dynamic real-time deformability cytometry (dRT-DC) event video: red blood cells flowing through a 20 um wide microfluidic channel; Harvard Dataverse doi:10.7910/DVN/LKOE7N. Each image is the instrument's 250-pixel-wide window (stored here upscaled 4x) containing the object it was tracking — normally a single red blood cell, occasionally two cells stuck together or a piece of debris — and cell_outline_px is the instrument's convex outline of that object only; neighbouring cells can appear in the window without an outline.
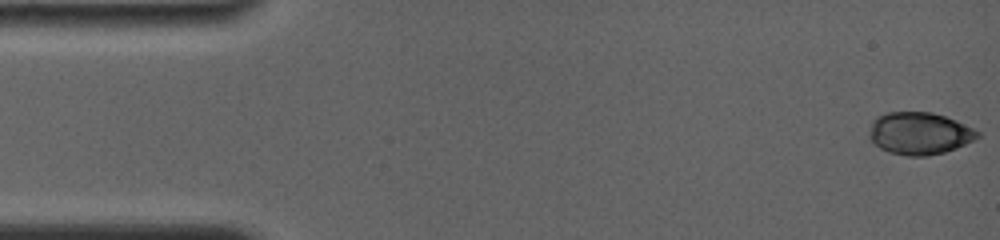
{"species": "common noctule bat (a hibernating species)", "species_latin": "Nyctalus noctula", "temperature_condition": "room temperature", "stored_images_in_passage": 44, "camera_frame_rate_fps": 4000, "um_per_image_px": 0.085, "animal": {"sex": "female", "body_mass_g": 19.0, "forearm_length_mm": 56.7}, "frame": {"image": 1, "passage_image": 1, "time_ms": 0.0, "image_size_px": [1000, 240], "cell_outline_px": [[980, 136], [956, 148], [944, 152], [928, 156], [908, 156], [888, 152], [880, 148], [868, 136], [868, 132], [872, 120], [876, 116], [888, 112], [932, 112], [944, 116], [972, 128], [980, 132]], "centroid_in_image_um": [78.1, 11.34], "position_along_channel_um": 6.9, "area_um2": 26.59}}
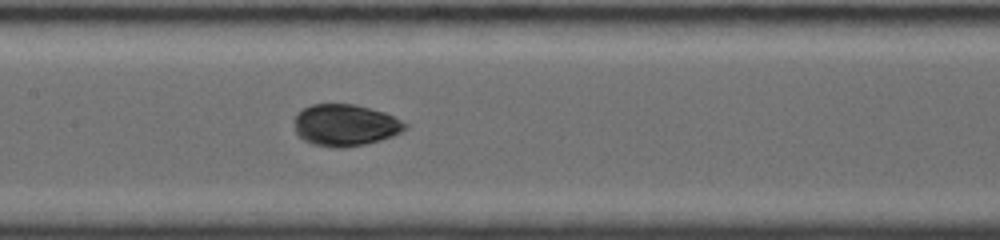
{"frame": {"image": 2, "passage_image": 25, "time_ms": 7.75, "image_size_px": [1000, 240], "cell_outline_px": [[408, 128], [392, 136], [380, 140], [364, 144], [344, 148], [340, 148], [312, 144], [304, 140], [296, 132], [292, 120], [296, 112], [312, 104], [356, 104], [384, 112], [408, 124]], "centroid_in_image_um": [29.31, 10.63], "position_along_channel_um": 178.1, "area_um2": 27.05}}
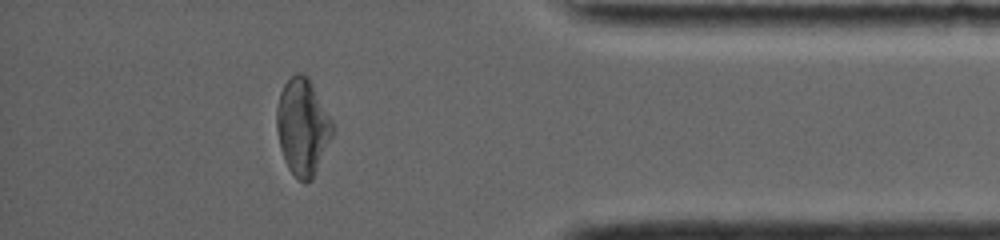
{"frame": {"image": 3, "passage_image": 44, "time_ms": 14.25, "image_size_px": [1000, 240], "cell_outline_px": [[336, 132], [312, 180], [304, 184], [288, 168], [284, 160], [280, 148], [276, 128], [276, 108], [280, 92], [284, 84], [296, 72], [300, 72], [308, 76], [336, 124]], "centroid_in_image_um": [25.77, 10.78], "position_along_channel_um": 409.4, "area_um2": 32.31}, "authors_computed_cell_mechanics": {"area_um2": 26.7036, "velocity_mm_per_s": 3.8226, "shape_relaxation_time_tau1_ms": 4.352, "shape_relaxation_time_tau2_ms": 1.3376, "deformation_change_tau1": 0.1549, "deformation_change_tau2": 0.0392}}